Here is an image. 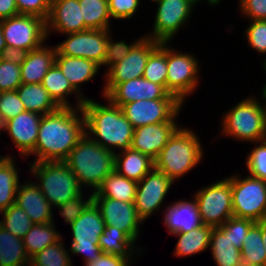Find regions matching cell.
<instances>
[{
    "label": "cell",
    "instance_id": "6da1fadb",
    "mask_svg": "<svg viewBox=\"0 0 266 266\" xmlns=\"http://www.w3.org/2000/svg\"><path fill=\"white\" fill-rule=\"evenodd\" d=\"M85 131L82 108L59 107L42 115L36 146L30 153L38 157L34 162L65 161Z\"/></svg>",
    "mask_w": 266,
    "mask_h": 266
},
{
    "label": "cell",
    "instance_id": "7a4b0ae2",
    "mask_svg": "<svg viewBox=\"0 0 266 266\" xmlns=\"http://www.w3.org/2000/svg\"><path fill=\"white\" fill-rule=\"evenodd\" d=\"M108 102V105H101L87 97L81 107L85 118V134L112 152H115V147L121 150L129 149L134 128L121 107L110 100ZM90 134H93V137Z\"/></svg>",
    "mask_w": 266,
    "mask_h": 266
},
{
    "label": "cell",
    "instance_id": "3957f363",
    "mask_svg": "<svg viewBox=\"0 0 266 266\" xmlns=\"http://www.w3.org/2000/svg\"><path fill=\"white\" fill-rule=\"evenodd\" d=\"M79 184L92 187L93 193L103 180L114 171L115 152H112L85 134L64 161Z\"/></svg>",
    "mask_w": 266,
    "mask_h": 266
},
{
    "label": "cell",
    "instance_id": "277c9868",
    "mask_svg": "<svg viewBox=\"0 0 266 266\" xmlns=\"http://www.w3.org/2000/svg\"><path fill=\"white\" fill-rule=\"evenodd\" d=\"M201 142L187 128H178L154 160V168L173 182L192 170L203 158Z\"/></svg>",
    "mask_w": 266,
    "mask_h": 266
},
{
    "label": "cell",
    "instance_id": "5b68a950",
    "mask_svg": "<svg viewBox=\"0 0 266 266\" xmlns=\"http://www.w3.org/2000/svg\"><path fill=\"white\" fill-rule=\"evenodd\" d=\"M31 173L40 183H35L50 205L58 207L67 200L83 194L78 179L64 161L33 162Z\"/></svg>",
    "mask_w": 266,
    "mask_h": 266
},
{
    "label": "cell",
    "instance_id": "8992f818",
    "mask_svg": "<svg viewBox=\"0 0 266 266\" xmlns=\"http://www.w3.org/2000/svg\"><path fill=\"white\" fill-rule=\"evenodd\" d=\"M223 135L260 144L266 140L265 106L254 98H246L225 113Z\"/></svg>",
    "mask_w": 266,
    "mask_h": 266
},
{
    "label": "cell",
    "instance_id": "52a82bcc",
    "mask_svg": "<svg viewBox=\"0 0 266 266\" xmlns=\"http://www.w3.org/2000/svg\"><path fill=\"white\" fill-rule=\"evenodd\" d=\"M8 54L20 55L39 48L47 39L46 20L19 14L0 20Z\"/></svg>",
    "mask_w": 266,
    "mask_h": 266
},
{
    "label": "cell",
    "instance_id": "ba28073f",
    "mask_svg": "<svg viewBox=\"0 0 266 266\" xmlns=\"http://www.w3.org/2000/svg\"><path fill=\"white\" fill-rule=\"evenodd\" d=\"M233 216L259 222L266 219V181L251 175L229 176Z\"/></svg>",
    "mask_w": 266,
    "mask_h": 266
},
{
    "label": "cell",
    "instance_id": "9c48e42d",
    "mask_svg": "<svg viewBox=\"0 0 266 266\" xmlns=\"http://www.w3.org/2000/svg\"><path fill=\"white\" fill-rule=\"evenodd\" d=\"M73 239L70 247L72 254H83L85 264L99 258L103 251L99 237L103 234L105 223L100 209L92 201L82 214L70 224Z\"/></svg>",
    "mask_w": 266,
    "mask_h": 266
},
{
    "label": "cell",
    "instance_id": "30bf717a",
    "mask_svg": "<svg viewBox=\"0 0 266 266\" xmlns=\"http://www.w3.org/2000/svg\"><path fill=\"white\" fill-rule=\"evenodd\" d=\"M194 197L201 222L206 226L220 227L233 216L231 183L227 178L200 189Z\"/></svg>",
    "mask_w": 266,
    "mask_h": 266
},
{
    "label": "cell",
    "instance_id": "8fae6325",
    "mask_svg": "<svg viewBox=\"0 0 266 266\" xmlns=\"http://www.w3.org/2000/svg\"><path fill=\"white\" fill-rule=\"evenodd\" d=\"M196 57L170 49L167 44L166 90L182 104L190 93H194L199 79V66Z\"/></svg>",
    "mask_w": 266,
    "mask_h": 266
},
{
    "label": "cell",
    "instance_id": "7c38bea8",
    "mask_svg": "<svg viewBox=\"0 0 266 266\" xmlns=\"http://www.w3.org/2000/svg\"><path fill=\"white\" fill-rule=\"evenodd\" d=\"M160 44L151 38L141 37L130 52L105 73L106 83L103 89L105 97L117 84L143 77L150 53Z\"/></svg>",
    "mask_w": 266,
    "mask_h": 266
},
{
    "label": "cell",
    "instance_id": "4fadbf2b",
    "mask_svg": "<svg viewBox=\"0 0 266 266\" xmlns=\"http://www.w3.org/2000/svg\"><path fill=\"white\" fill-rule=\"evenodd\" d=\"M198 0H157L158 9L155 15L153 35H144L157 42L169 43L189 17Z\"/></svg>",
    "mask_w": 266,
    "mask_h": 266
},
{
    "label": "cell",
    "instance_id": "5bb4252c",
    "mask_svg": "<svg viewBox=\"0 0 266 266\" xmlns=\"http://www.w3.org/2000/svg\"><path fill=\"white\" fill-rule=\"evenodd\" d=\"M110 34L109 30L97 29L65 34L67 39L55 46L56 55L82 57L103 66Z\"/></svg>",
    "mask_w": 266,
    "mask_h": 266
},
{
    "label": "cell",
    "instance_id": "9a60e30c",
    "mask_svg": "<svg viewBox=\"0 0 266 266\" xmlns=\"http://www.w3.org/2000/svg\"><path fill=\"white\" fill-rule=\"evenodd\" d=\"M182 105L178 99H146L123 104L121 109L136 129L148 124L170 122L180 113Z\"/></svg>",
    "mask_w": 266,
    "mask_h": 266
},
{
    "label": "cell",
    "instance_id": "2e32d148",
    "mask_svg": "<svg viewBox=\"0 0 266 266\" xmlns=\"http://www.w3.org/2000/svg\"><path fill=\"white\" fill-rule=\"evenodd\" d=\"M173 183L168 176L155 168L138 182L134 206L143 221L155 210H159Z\"/></svg>",
    "mask_w": 266,
    "mask_h": 266
},
{
    "label": "cell",
    "instance_id": "e0dca14e",
    "mask_svg": "<svg viewBox=\"0 0 266 266\" xmlns=\"http://www.w3.org/2000/svg\"><path fill=\"white\" fill-rule=\"evenodd\" d=\"M92 201L100 209L105 226L116 227L136 241L139 227L144 221L138 216L134 202L111 198H92Z\"/></svg>",
    "mask_w": 266,
    "mask_h": 266
},
{
    "label": "cell",
    "instance_id": "ac0fdd59",
    "mask_svg": "<svg viewBox=\"0 0 266 266\" xmlns=\"http://www.w3.org/2000/svg\"><path fill=\"white\" fill-rule=\"evenodd\" d=\"M104 98L120 107L137 100L177 99L162 85L151 82L144 77L117 84Z\"/></svg>",
    "mask_w": 266,
    "mask_h": 266
},
{
    "label": "cell",
    "instance_id": "d6986e66",
    "mask_svg": "<svg viewBox=\"0 0 266 266\" xmlns=\"http://www.w3.org/2000/svg\"><path fill=\"white\" fill-rule=\"evenodd\" d=\"M41 118L39 113L24 111L0 126V131L8 132L22 157L35 149Z\"/></svg>",
    "mask_w": 266,
    "mask_h": 266
},
{
    "label": "cell",
    "instance_id": "ffe728a7",
    "mask_svg": "<svg viewBox=\"0 0 266 266\" xmlns=\"http://www.w3.org/2000/svg\"><path fill=\"white\" fill-rule=\"evenodd\" d=\"M176 118L177 115L170 122L148 124L134 129L131 148L155 160L170 137L179 128L175 121Z\"/></svg>",
    "mask_w": 266,
    "mask_h": 266
},
{
    "label": "cell",
    "instance_id": "44dd1931",
    "mask_svg": "<svg viewBox=\"0 0 266 266\" xmlns=\"http://www.w3.org/2000/svg\"><path fill=\"white\" fill-rule=\"evenodd\" d=\"M69 34L87 30L78 0H52L50 13L46 20L48 32Z\"/></svg>",
    "mask_w": 266,
    "mask_h": 266
},
{
    "label": "cell",
    "instance_id": "7402d4cb",
    "mask_svg": "<svg viewBox=\"0 0 266 266\" xmlns=\"http://www.w3.org/2000/svg\"><path fill=\"white\" fill-rule=\"evenodd\" d=\"M56 47L41 45L39 48L20 54L22 84L42 83L48 70L55 64Z\"/></svg>",
    "mask_w": 266,
    "mask_h": 266
},
{
    "label": "cell",
    "instance_id": "603a6c76",
    "mask_svg": "<svg viewBox=\"0 0 266 266\" xmlns=\"http://www.w3.org/2000/svg\"><path fill=\"white\" fill-rule=\"evenodd\" d=\"M15 204L26 212L34 224L49 223L53 220L52 206L34 182L19 185Z\"/></svg>",
    "mask_w": 266,
    "mask_h": 266
},
{
    "label": "cell",
    "instance_id": "cb8c5ba5",
    "mask_svg": "<svg viewBox=\"0 0 266 266\" xmlns=\"http://www.w3.org/2000/svg\"><path fill=\"white\" fill-rule=\"evenodd\" d=\"M164 224L170 234L189 232L202 225L196 198L193 201L180 200L167 207Z\"/></svg>",
    "mask_w": 266,
    "mask_h": 266
},
{
    "label": "cell",
    "instance_id": "d4e9b609",
    "mask_svg": "<svg viewBox=\"0 0 266 266\" xmlns=\"http://www.w3.org/2000/svg\"><path fill=\"white\" fill-rule=\"evenodd\" d=\"M55 64L60 68L63 75L78 94H83L79 90L80 84L91 80L101 67L95 61L89 59L63 55H56Z\"/></svg>",
    "mask_w": 266,
    "mask_h": 266
},
{
    "label": "cell",
    "instance_id": "484cf974",
    "mask_svg": "<svg viewBox=\"0 0 266 266\" xmlns=\"http://www.w3.org/2000/svg\"><path fill=\"white\" fill-rule=\"evenodd\" d=\"M154 168V160L132 148L115 152L114 170L128 179L139 182Z\"/></svg>",
    "mask_w": 266,
    "mask_h": 266
},
{
    "label": "cell",
    "instance_id": "4316f807",
    "mask_svg": "<svg viewBox=\"0 0 266 266\" xmlns=\"http://www.w3.org/2000/svg\"><path fill=\"white\" fill-rule=\"evenodd\" d=\"M42 86L48 91L50 97L59 107H73L67 101V95L74 93L77 95V108H81L86 100L81 94L72 87L67 78L63 75L60 68L54 64L44 76Z\"/></svg>",
    "mask_w": 266,
    "mask_h": 266
},
{
    "label": "cell",
    "instance_id": "83f0119b",
    "mask_svg": "<svg viewBox=\"0 0 266 266\" xmlns=\"http://www.w3.org/2000/svg\"><path fill=\"white\" fill-rule=\"evenodd\" d=\"M138 182L118 174L115 170L107 176L101 186L92 193V198H111L134 202Z\"/></svg>",
    "mask_w": 266,
    "mask_h": 266
},
{
    "label": "cell",
    "instance_id": "f1b7e54d",
    "mask_svg": "<svg viewBox=\"0 0 266 266\" xmlns=\"http://www.w3.org/2000/svg\"><path fill=\"white\" fill-rule=\"evenodd\" d=\"M16 90L26 111L46 115L59 108L41 83L21 84Z\"/></svg>",
    "mask_w": 266,
    "mask_h": 266
},
{
    "label": "cell",
    "instance_id": "f546056e",
    "mask_svg": "<svg viewBox=\"0 0 266 266\" xmlns=\"http://www.w3.org/2000/svg\"><path fill=\"white\" fill-rule=\"evenodd\" d=\"M209 247L217 266H243L241 251L218 227L211 231Z\"/></svg>",
    "mask_w": 266,
    "mask_h": 266
},
{
    "label": "cell",
    "instance_id": "4dcf8cb0",
    "mask_svg": "<svg viewBox=\"0 0 266 266\" xmlns=\"http://www.w3.org/2000/svg\"><path fill=\"white\" fill-rule=\"evenodd\" d=\"M212 229L213 227L202 224L189 232L174 233L173 235L178 237L174 255L187 257L206 250L209 247Z\"/></svg>",
    "mask_w": 266,
    "mask_h": 266
},
{
    "label": "cell",
    "instance_id": "1f68e13d",
    "mask_svg": "<svg viewBox=\"0 0 266 266\" xmlns=\"http://www.w3.org/2000/svg\"><path fill=\"white\" fill-rule=\"evenodd\" d=\"M54 226L53 220L49 223L34 224L22 238L25 251L30 259L47 246L62 238Z\"/></svg>",
    "mask_w": 266,
    "mask_h": 266
},
{
    "label": "cell",
    "instance_id": "d6a6232c",
    "mask_svg": "<svg viewBox=\"0 0 266 266\" xmlns=\"http://www.w3.org/2000/svg\"><path fill=\"white\" fill-rule=\"evenodd\" d=\"M29 260L22 238L0 226V266H27Z\"/></svg>",
    "mask_w": 266,
    "mask_h": 266
},
{
    "label": "cell",
    "instance_id": "836d02e7",
    "mask_svg": "<svg viewBox=\"0 0 266 266\" xmlns=\"http://www.w3.org/2000/svg\"><path fill=\"white\" fill-rule=\"evenodd\" d=\"M135 242L116 227L105 226L103 234L99 237V246L103 253L113 254L126 258L131 263ZM132 248V249H131Z\"/></svg>",
    "mask_w": 266,
    "mask_h": 266
},
{
    "label": "cell",
    "instance_id": "e575fe53",
    "mask_svg": "<svg viewBox=\"0 0 266 266\" xmlns=\"http://www.w3.org/2000/svg\"><path fill=\"white\" fill-rule=\"evenodd\" d=\"M243 266H266V249L262 240L261 221L256 222L243 240Z\"/></svg>",
    "mask_w": 266,
    "mask_h": 266
},
{
    "label": "cell",
    "instance_id": "d590c367",
    "mask_svg": "<svg viewBox=\"0 0 266 266\" xmlns=\"http://www.w3.org/2000/svg\"><path fill=\"white\" fill-rule=\"evenodd\" d=\"M87 29L109 30L110 13L107 0H78Z\"/></svg>",
    "mask_w": 266,
    "mask_h": 266
},
{
    "label": "cell",
    "instance_id": "8d00e7d4",
    "mask_svg": "<svg viewBox=\"0 0 266 266\" xmlns=\"http://www.w3.org/2000/svg\"><path fill=\"white\" fill-rule=\"evenodd\" d=\"M13 157L0 167V212L15 203L16 191L19 187L18 170Z\"/></svg>",
    "mask_w": 266,
    "mask_h": 266
},
{
    "label": "cell",
    "instance_id": "74e56055",
    "mask_svg": "<svg viewBox=\"0 0 266 266\" xmlns=\"http://www.w3.org/2000/svg\"><path fill=\"white\" fill-rule=\"evenodd\" d=\"M167 42L160 43L149 55L143 77L166 89Z\"/></svg>",
    "mask_w": 266,
    "mask_h": 266
},
{
    "label": "cell",
    "instance_id": "f35d334b",
    "mask_svg": "<svg viewBox=\"0 0 266 266\" xmlns=\"http://www.w3.org/2000/svg\"><path fill=\"white\" fill-rule=\"evenodd\" d=\"M0 213L4 214L0 226L19 238H23L34 225L26 212L15 203Z\"/></svg>",
    "mask_w": 266,
    "mask_h": 266
},
{
    "label": "cell",
    "instance_id": "ab89813d",
    "mask_svg": "<svg viewBox=\"0 0 266 266\" xmlns=\"http://www.w3.org/2000/svg\"><path fill=\"white\" fill-rule=\"evenodd\" d=\"M21 84L20 55L0 57V93L14 91Z\"/></svg>",
    "mask_w": 266,
    "mask_h": 266
},
{
    "label": "cell",
    "instance_id": "60d3db41",
    "mask_svg": "<svg viewBox=\"0 0 266 266\" xmlns=\"http://www.w3.org/2000/svg\"><path fill=\"white\" fill-rule=\"evenodd\" d=\"M61 241V242H60ZM62 238L38 252L31 259L41 266H72L71 259Z\"/></svg>",
    "mask_w": 266,
    "mask_h": 266
},
{
    "label": "cell",
    "instance_id": "b9f144b4",
    "mask_svg": "<svg viewBox=\"0 0 266 266\" xmlns=\"http://www.w3.org/2000/svg\"><path fill=\"white\" fill-rule=\"evenodd\" d=\"M255 223L256 222L249 219L232 216L228 220H226L223 223V225H221L218 228L226 236H229L230 240L233 242V244L237 249L241 250L243 245V240L246 238V235L248 234L250 228Z\"/></svg>",
    "mask_w": 266,
    "mask_h": 266
},
{
    "label": "cell",
    "instance_id": "7bdbcfd3",
    "mask_svg": "<svg viewBox=\"0 0 266 266\" xmlns=\"http://www.w3.org/2000/svg\"><path fill=\"white\" fill-rule=\"evenodd\" d=\"M26 111L17 90L0 93V126Z\"/></svg>",
    "mask_w": 266,
    "mask_h": 266
},
{
    "label": "cell",
    "instance_id": "ee69618b",
    "mask_svg": "<svg viewBox=\"0 0 266 266\" xmlns=\"http://www.w3.org/2000/svg\"><path fill=\"white\" fill-rule=\"evenodd\" d=\"M260 143L248 155L246 166L251 176L266 181V140Z\"/></svg>",
    "mask_w": 266,
    "mask_h": 266
},
{
    "label": "cell",
    "instance_id": "f6af8a7d",
    "mask_svg": "<svg viewBox=\"0 0 266 266\" xmlns=\"http://www.w3.org/2000/svg\"><path fill=\"white\" fill-rule=\"evenodd\" d=\"M82 196L84 195H78L57 207L60 210V215L69 225L73 223L92 202V193L89 195L86 201L83 200L84 198Z\"/></svg>",
    "mask_w": 266,
    "mask_h": 266
},
{
    "label": "cell",
    "instance_id": "bcb514c9",
    "mask_svg": "<svg viewBox=\"0 0 266 266\" xmlns=\"http://www.w3.org/2000/svg\"><path fill=\"white\" fill-rule=\"evenodd\" d=\"M246 37L249 45L260 54L266 53V22L265 20H255L249 24Z\"/></svg>",
    "mask_w": 266,
    "mask_h": 266
},
{
    "label": "cell",
    "instance_id": "7dc6e473",
    "mask_svg": "<svg viewBox=\"0 0 266 266\" xmlns=\"http://www.w3.org/2000/svg\"><path fill=\"white\" fill-rule=\"evenodd\" d=\"M108 35L107 38V49L106 55L104 59V64L107 69L121 61L132 49V47L141 39L139 38L137 41H133L134 43H130V45L126 44L125 41L115 42L111 40V37Z\"/></svg>",
    "mask_w": 266,
    "mask_h": 266
},
{
    "label": "cell",
    "instance_id": "c3c4849f",
    "mask_svg": "<svg viewBox=\"0 0 266 266\" xmlns=\"http://www.w3.org/2000/svg\"><path fill=\"white\" fill-rule=\"evenodd\" d=\"M19 14L34 15L47 20L50 13V0H15Z\"/></svg>",
    "mask_w": 266,
    "mask_h": 266
},
{
    "label": "cell",
    "instance_id": "681fc988",
    "mask_svg": "<svg viewBox=\"0 0 266 266\" xmlns=\"http://www.w3.org/2000/svg\"><path fill=\"white\" fill-rule=\"evenodd\" d=\"M111 18L130 19L137 11L140 0H107Z\"/></svg>",
    "mask_w": 266,
    "mask_h": 266
},
{
    "label": "cell",
    "instance_id": "f907efd6",
    "mask_svg": "<svg viewBox=\"0 0 266 266\" xmlns=\"http://www.w3.org/2000/svg\"><path fill=\"white\" fill-rule=\"evenodd\" d=\"M241 13L251 21L266 19V0H240Z\"/></svg>",
    "mask_w": 266,
    "mask_h": 266
},
{
    "label": "cell",
    "instance_id": "816d5d0a",
    "mask_svg": "<svg viewBox=\"0 0 266 266\" xmlns=\"http://www.w3.org/2000/svg\"><path fill=\"white\" fill-rule=\"evenodd\" d=\"M130 262L121 256L102 253L96 260L85 264V266H129Z\"/></svg>",
    "mask_w": 266,
    "mask_h": 266
},
{
    "label": "cell",
    "instance_id": "f5cc1de1",
    "mask_svg": "<svg viewBox=\"0 0 266 266\" xmlns=\"http://www.w3.org/2000/svg\"><path fill=\"white\" fill-rule=\"evenodd\" d=\"M19 15L15 0H0V20Z\"/></svg>",
    "mask_w": 266,
    "mask_h": 266
},
{
    "label": "cell",
    "instance_id": "db71d44e",
    "mask_svg": "<svg viewBox=\"0 0 266 266\" xmlns=\"http://www.w3.org/2000/svg\"><path fill=\"white\" fill-rule=\"evenodd\" d=\"M9 55L7 52V47L5 43V39L3 37V33L0 27V57Z\"/></svg>",
    "mask_w": 266,
    "mask_h": 266
},
{
    "label": "cell",
    "instance_id": "11a10c76",
    "mask_svg": "<svg viewBox=\"0 0 266 266\" xmlns=\"http://www.w3.org/2000/svg\"><path fill=\"white\" fill-rule=\"evenodd\" d=\"M261 233H262V240L266 249V219L261 220Z\"/></svg>",
    "mask_w": 266,
    "mask_h": 266
},
{
    "label": "cell",
    "instance_id": "9f6ffc18",
    "mask_svg": "<svg viewBox=\"0 0 266 266\" xmlns=\"http://www.w3.org/2000/svg\"><path fill=\"white\" fill-rule=\"evenodd\" d=\"M0 155V167L10 158V156L1 157Z\"/></svg>",
    "mask_w": 266,
    "mask_h": 266
},
{
    "label": "cell",
    "instance_id": "6f0895ef",
    "mask_svg": "<svg viewBox=\"0 0 266 266\" xmlns=\"http://www.w3.org/2000/svg\"><path fill=\"white\" fill-rule=\"evenodd\" d=\"M264 69L266 71V65H264ZM262 98H264V100L266 101V84L264 85L262 89Z\"/></svg>",
    "mask_w": 266,
    "mask_h": 266
},
{
    "label": "cell",
    "instance_id": "680465c9",
    "mask_svg": "<svg viewBox=\"0 0 266 266\" xmlns=\"http://www.w3.org/2000/svg\"><path fill=\"white\" fill-rule=\"evenodd\" d=\"M221 0H208L207 2L209 3V5H217Z\"/></svg>",
    "mask_w": 266,
    "mask_h": 266
},
{
    "label": "cell",
    "instance_id": "91938a15",
    "mask_svg": "<svg viewBox=\"0 0 266 266\" xmlns=\"http://www.w3.org/2000/svg\"><path fill=\"white\" fill-rule=\"evenodd\" d=\"M28 266H41L37 263H35L32 259L29 260V262L27 263Z\"/></svg>",
    "mask_w": 266,
    "mask_h": 266
},
{
    "label": "cell",
    "instance_id": "94428289",
    "mask_svg": "<svg viewBox=\"0 0 266 266\" xmlns=\"http://www.w3.org/2000/svg\"><path fill=\"white\" fill-rule=\"evenodd\" d=\"M264 106H265V117H266V102H265V105Z\"/></svg>",
    "mask_w": 266,
    "mask_h": 266
}]
</instances>
